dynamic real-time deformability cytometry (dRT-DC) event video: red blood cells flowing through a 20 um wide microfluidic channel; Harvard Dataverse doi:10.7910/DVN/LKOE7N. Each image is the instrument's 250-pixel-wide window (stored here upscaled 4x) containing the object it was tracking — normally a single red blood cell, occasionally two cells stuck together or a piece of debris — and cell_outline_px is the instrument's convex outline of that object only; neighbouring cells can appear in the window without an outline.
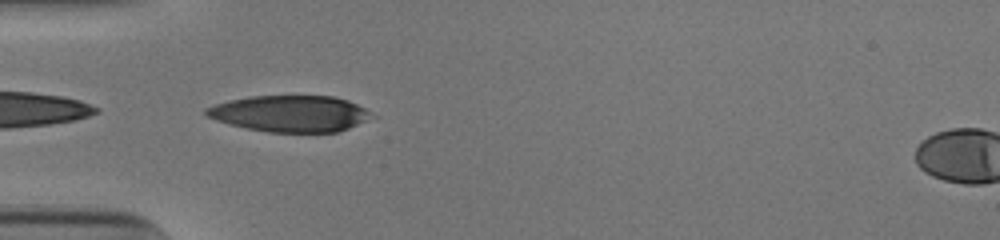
{"species": "human", "species_latin": "Homo sapiens", "temperature_condition": "cold", "stored_images_in_passage": 33, "camera_frame_rate_fps": 3000, "um_per_image_px": 0.085, "donor": {"sex": "male"}, "frame": {"image": 1, "passage_image": 1, "time_ms": 0.0, "image_size_px": [1000, 240], "cell_outline_px": [[376, 116], [348, 128], [336, 132], [268, 132], [228, 124], [216, 120], [208, 116], [204, 112], [204, 108], [228, 100], [252, 96], [332, 96], [348, 100], [364, 108]], "centroid_in_image_um": [24.65, 9.65], "position_along_channel_um": 60.4, "area_um2": 34.91}}
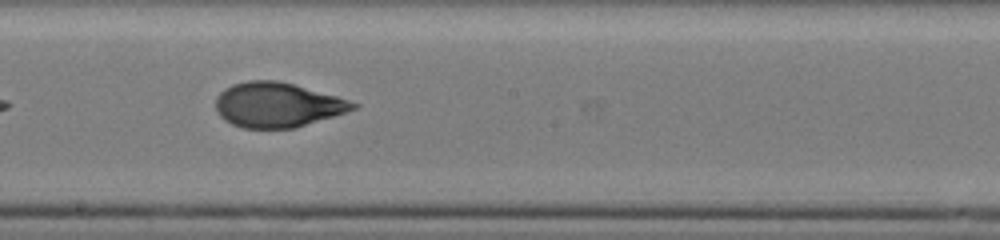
{"frame": {"image": 2, "passage_image": 14, "time_ms": 4.333, "image_size_px": [1000, 240], "cell_outline_px": [[360, 104], [356, 108], [296, 128], [244, 128], [232, 124], [224, 120], [216, 112], [216, 96], [224, 88], [232, 84], [248, 80], [276, 80], [292, 84], [336, 96]], "centroid_in_image_um": [23.52, 8.91], "position_along_channel_um": 224.7, "area_um2": 35.6}}
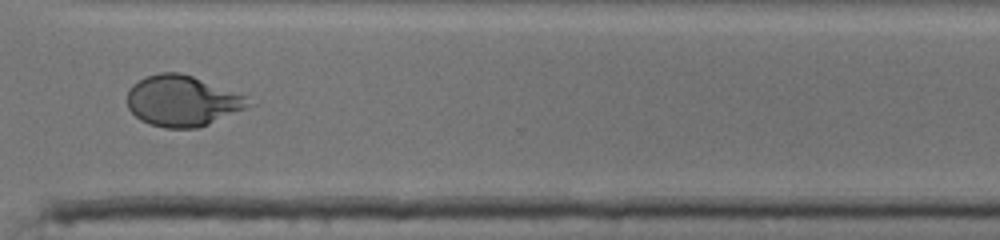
{"frame": {"image": 3, "passage_image": 24, "time_ms": 7.667, "image_size_px": [1000, 240], "cell_outline_px": [[256, 104], [208, 124], [196, 128], [164, 128], [148, 124], [140, 120], [128, 108], [128, 88], [132, 84], [144, 76], [160, 72], [180, 72], [192, 76], [248, 96]], "centroid_in_image_um": [15.51, 8.57], "position_along_channel_um": 355.1, "area_um2": 36.18}, "authors_computed_cell_mechanics": {"area_um2": 35.6048, "velocity_mm_per_s": 3.9106, "shape_relaxation_time_tau1_ms": 6.2589, "shape_relaxation_time_tau2_ms": 0.8856, "deformation_change_tau1": 0.253, "deformation_change_tau2": 0.0643}}